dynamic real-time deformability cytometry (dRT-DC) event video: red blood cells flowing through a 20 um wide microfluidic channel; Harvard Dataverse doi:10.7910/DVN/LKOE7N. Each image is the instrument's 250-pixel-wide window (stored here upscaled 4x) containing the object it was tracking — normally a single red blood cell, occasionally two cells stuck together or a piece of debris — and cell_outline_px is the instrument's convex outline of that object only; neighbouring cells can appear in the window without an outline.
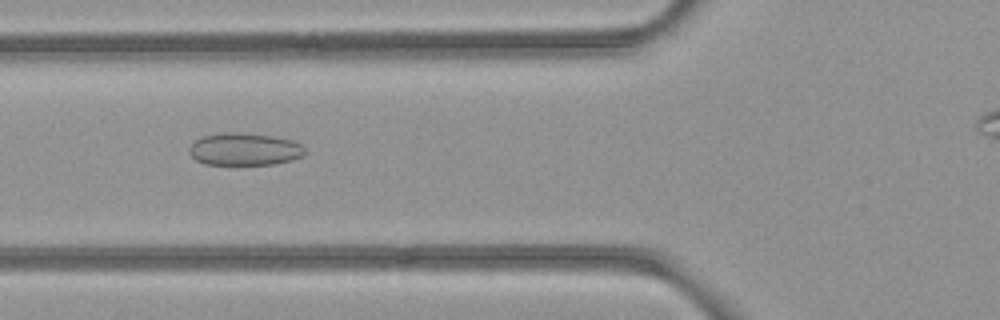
{"species": "common noctule bat (a hibernating species)", "species_latin": "Nyctalus noctula", "temperature_condition": "room temperature", "stored_images_in_passage": 45, "camera_frame_rate_fps": 3000, "um_per_image_px": 0.085, "animal": {"sex": "female", "body_mass_g": 21.9}, "frame": {"image": 1, "passage_image": 18, "time_ms": 5.667, "image_size_px": [1000, 320], "cell_outline_px": [[308, 152], [304, 156], [292, 160], [272, 164], [204, 164], [196, 160], [188, 152], [188, 148], [196, 140], [204, 136], [224, 132], [236, 132], [272, 136], [292, 140], [300, 144]], "centroid_in_image_um": [20.8, 12.68], "position_along_channel_um": 105.0, "area_um2": 21.85}}
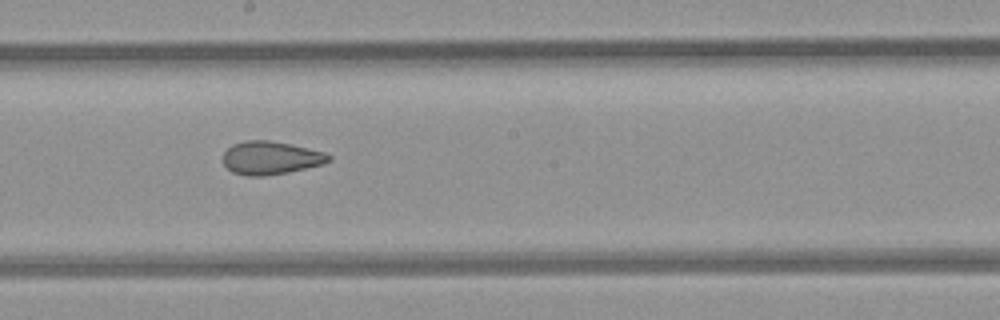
{"frame": {"image": 2, "passage_image": 27, "time_ms": 8.667, "image_size_px": [1000, 320], "cell_outline_px": [[332, 160], [324, 164], [288, 172], [264, 176], [244, 176], [232, 172], [224, 164], [224, 152], [232, 144], [244, 140], [268, 140], [292, 144], [324, 152], [332, 156]], "centroid_in_image_um": [23.02, 13.42], "position_along_channel_um": 225.2, "area_um2": 20.58}}
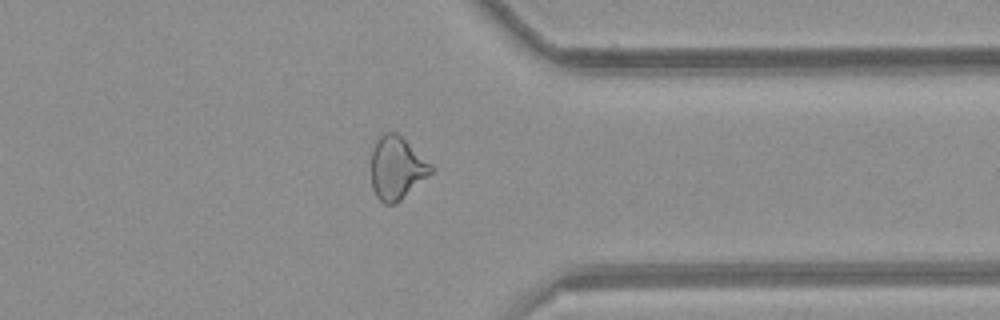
{"frame": {"image": 3, "passage_image": 39, "time_ms": 12.667, "image_size_px": [1000, 320], "cell_outline_px": [[432, 172], [396, 204], [384, 204], [376, 196], [372, 188], [372, 152], [376, 140], [384, 132], [396, 132], [432, 164]], "centroid_in_image_um": [33.71, 14.28], "position_along_channel_um": 377.7, "area_um2": 21.68}}